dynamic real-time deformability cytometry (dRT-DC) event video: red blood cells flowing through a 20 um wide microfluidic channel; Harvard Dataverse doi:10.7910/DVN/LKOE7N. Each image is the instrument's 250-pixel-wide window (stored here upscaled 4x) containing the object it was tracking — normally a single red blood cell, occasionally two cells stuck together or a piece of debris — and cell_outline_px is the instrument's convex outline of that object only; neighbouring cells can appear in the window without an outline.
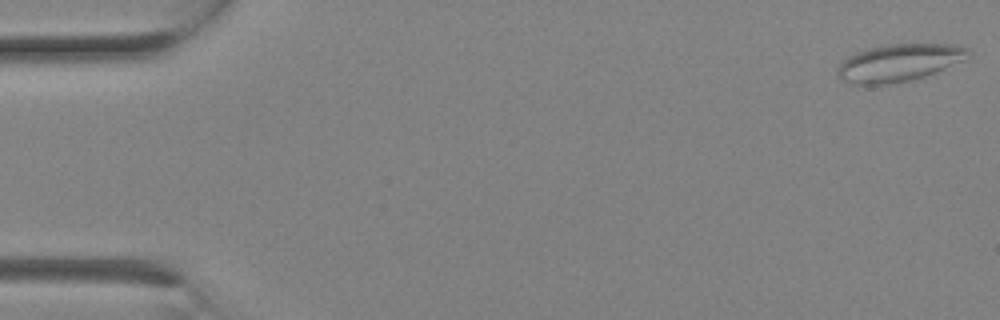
{"species": "Egyptian fruit bat (a non-hibernating species)", "species_latin": "Rousettus aegyptiacus", "temperature_condition": "room temperature", "stored_images_in_passage": 2, "camera_frame_rate_fps": 3000, "um_per_image_px": 0.085, "animal": {"sex": "female"}, "frame": {"image": 1, "passage_image": 1, "time_ms": 0.0, "image_size_px": [1000, 320], "cell_outline_px": [[972, 56], [964, 60], [936, 72], [924, 76], [892, 84], [852, 84], [840, 80], [836, 76], [836, 68], [848, 56], [856, 52], [888, 44], [952, 44], [968, 48]], "centroid_in_image_um": [76.41, 5.33], "position_along_channel_um": 8.6, "area_um2": 28.5}}